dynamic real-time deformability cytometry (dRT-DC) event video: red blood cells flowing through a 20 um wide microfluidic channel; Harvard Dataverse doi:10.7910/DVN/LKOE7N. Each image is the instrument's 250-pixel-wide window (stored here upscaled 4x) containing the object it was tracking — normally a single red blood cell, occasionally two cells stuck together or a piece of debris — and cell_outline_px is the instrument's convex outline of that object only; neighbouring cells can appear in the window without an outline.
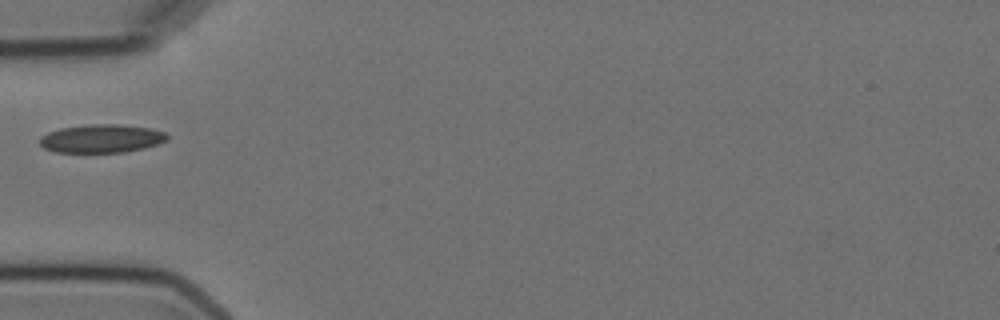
{"species": "Egyptian fruit bat (a non-hibernating species)", "species_latin": "Rousettus aegyptiacus", "temperature_condition": "cold", "stored_images_in_passage": 1, "camera_frame_rate_fps": 3000, "um_per_image_px": 0.085, "animal": {"sex": "female"}, "frame": {"image": 1, "passage_image": 1, "time_ms": 0.0, "image_size_px": [1000, 320], "cell_outline_px": [[168, 140], [144, 148], [124, 152], [56, 152], [44, 148], [40, 144], [40, 136], [48, 132], [60, 128], [92, 124], [120, 124], [152, 128], [164, 132], [168, 136]], "centroid_in_image_um": [8.63, 11.77], "position_along_channel_um": 76.4, "area_um2": 21.04}}